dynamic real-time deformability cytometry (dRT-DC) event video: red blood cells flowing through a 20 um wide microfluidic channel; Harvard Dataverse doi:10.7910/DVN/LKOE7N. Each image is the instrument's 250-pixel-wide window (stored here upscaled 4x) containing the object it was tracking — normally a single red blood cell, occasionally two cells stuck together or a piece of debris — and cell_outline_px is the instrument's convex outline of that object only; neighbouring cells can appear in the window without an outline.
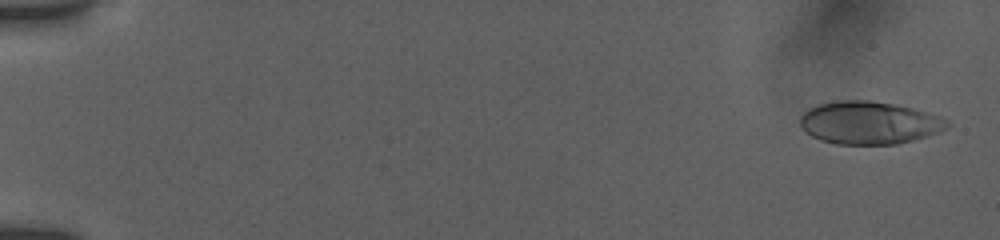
{"species": "human", "species_latin": "Homo sapiens", "temperature_condition": "room temperature", "stored_images_in_passage": 54, "camera_frame_rate_fps": 3000, "um_per_image_px": 0.085, "donor": {"sex": "female"}, "frame": {"image": 1, "passage_image": 2, "time_ms": 0.333, "image_size_px": [1000, 240], "cell_outline_px": [[952, 124], [948, 128], [940, 132], [928, 136], [896, 144], [836, 144], [820, 140], [804, 132], [800, 124], [800, 116], [808, 108], [820, 104], [840, 100], [868, 100], [892, 104], [912, 108], [928, 112], [940, 116], [948, 120]], "centroid_in_image_um": [73.89, 10.44], "position_along_channel_um": 11.1, "area_um2": 36.82}}
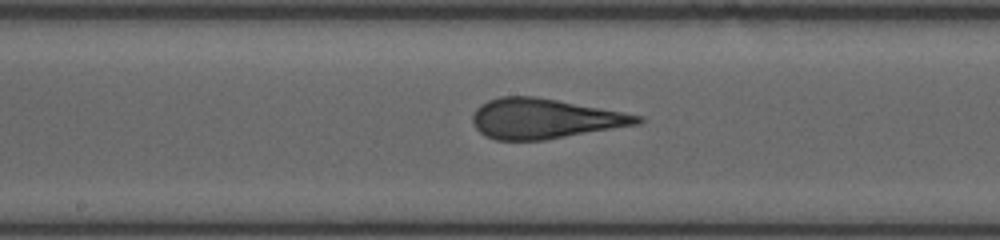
{"frame": {"image": 2, "passage_image": 30, "time_ms": 9.667, "image_size_px": [1000, 240], "cell_outline_px": [[644, 120], [640, 124], [544, 140], [496, 140], [484, 136], [476, 128], [472, 120], [472, 116], [476, 108], [480, 104], [488, 100], [500, 96], [532, 96], [556, 100], [644, 116]], "centroid_in_image_um": [46.26, 10.09], "position_along_channel_um": 201.9, "area_um2": 38.26}}
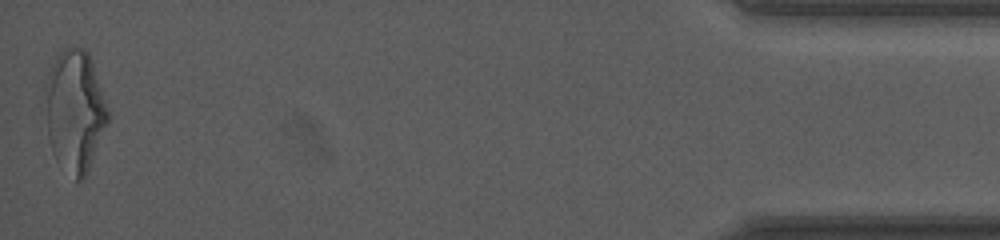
{"frame": {"image": 3, "passage_image": 54, "time_ms": 17.667, "image_size_px": [1000, 240], "cell_outline_px": [[108, 120], [88, 168], [84, 176], [80, 180], [76, 180], [48, 136], [44, 92], [44, 84], [48, 72], [60, 48], [72, 44], [84, 48], [88, 52], [92, 60], [108, 112]], "centroid_in_image_um": [6.35, 9.19], "position_along_channel_um": 428.9, "area_um2": 42.95}, "authors_computed_cell_mechanics": {"area_um2": 37.7145, "velocity_mm_per_s": 3.838, "shape_relaxation_time_tau1_ms": 8.5892, "shape_relaxation_time_tau2_ms": 0.9116, "deformation_change_tau1": 0.27, "deformation_change_tau2": 0.1083}}